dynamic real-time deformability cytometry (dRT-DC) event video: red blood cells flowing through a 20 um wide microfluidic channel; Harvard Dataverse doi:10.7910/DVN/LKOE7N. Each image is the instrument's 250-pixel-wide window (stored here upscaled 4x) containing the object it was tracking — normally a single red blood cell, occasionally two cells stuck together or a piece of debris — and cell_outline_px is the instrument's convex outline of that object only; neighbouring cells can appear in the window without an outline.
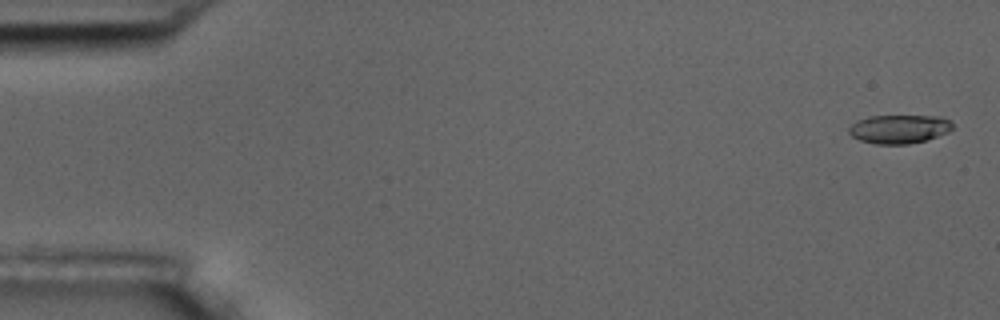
{"species": "common noctule bat (a hibernating species)", "species_latin": "Nyctalus noctula", "temperature_condition": "room temperature", "stored_images_in_passage": 5, "camera_frame_rate_fps": 3000, "um_per_image_px": 0.085, "animal": {"sex": "male", "body_mass_g": 17.5, "forearm_length_mm": 52.3}, "frame": {"image": 1, "passage_image": 1, "time_ms": 0.0, "image_size_px": [1000, 320], "cell_outline_px": [[952, 128], [948, 132], [924, 140], [908, 144], [876, 144], [860, 140], [852, 136], [848, 132], [848, 128], [852, 124], [868, 116], [944, 116], [952, 120]], "centroid_in_image_um": [76.45, 10.96], "position_along_channel_um": 8.6, "area_um2": 17.28}}